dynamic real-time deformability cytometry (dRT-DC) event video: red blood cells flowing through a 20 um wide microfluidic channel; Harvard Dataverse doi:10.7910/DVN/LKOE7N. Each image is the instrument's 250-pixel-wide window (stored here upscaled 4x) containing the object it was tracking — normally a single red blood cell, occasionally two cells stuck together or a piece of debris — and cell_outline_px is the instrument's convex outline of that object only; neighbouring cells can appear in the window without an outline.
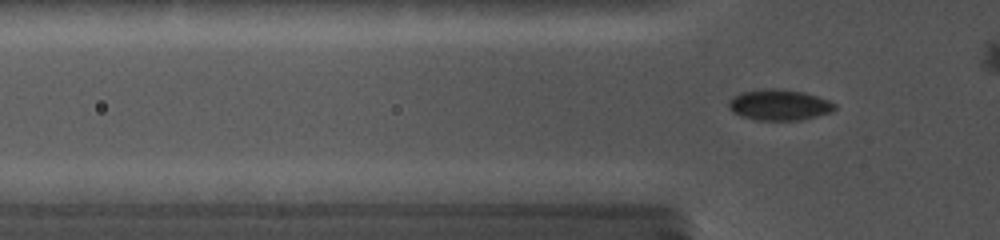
{"species": "common noctule bat (a hibernating species)", "species_latin": "Nyctalus noctula", "temperature_condition": "cold", "stored_images_in_passage": 110, "camera_frame_rate_fps": 5000, "um_per_image_px": 0.085, "animal": {"sex": "female", "body_mass_g": 19.0, "forearm_length_mm": 56.7}, "frame": {"image": 1, "passage_image": 36, "time_ms": 5.0, "image_size_px": [1000, 240], "cell_outline_px": [[836, 108], [832, 112], [800, 120], [756, 120], [740, 116], [732, 112], [728, 104], [736, 96], [744, 92], [804, 92], [828, 100], [836, 104]], "centroid_in_image_um": [66.3, 8.99], "position_along_channel_um": 59.5, "area_um2": 17.86}}
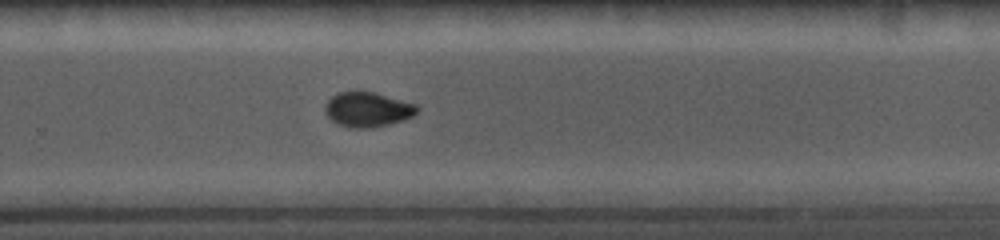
{"frame": {"image": 2, "passage_image": 81, "time_ms": 11.2, "image_size_px": [1000, 240], "cell_outline_px": [[420, 108], [412, 116], [404, 120], [372, 128], [352, 128], [336, 124], [324, 112], [324, 108], [328, 100], [332, 96], [340, 92], [372, 92], [416, 104]], "centroid_in_image_um": [31.23, 9.32], "position_along_channel_um": 298.6, "area_um2": 18.5}}
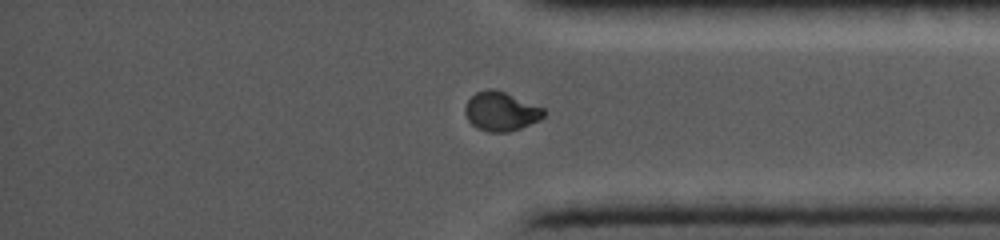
{"frame": {"image": 3, "passage_image": 98, "time_ms": 13.6, "image_size_px": [1000, 240], "cell_outline_px": [[544, 116], [540, 120], [520, 128], [508, 132], [488, 132], [476, 128], [468, 120], [464, 112], [464, 108], [468, 100], [476, 92], [488, 88], [492, 88], [504, 92], [544, 108]], "centroid_in_image_um": [42.56, 9.47], "position_along_channel_um": 392.6, "area_um2": 17.86}}